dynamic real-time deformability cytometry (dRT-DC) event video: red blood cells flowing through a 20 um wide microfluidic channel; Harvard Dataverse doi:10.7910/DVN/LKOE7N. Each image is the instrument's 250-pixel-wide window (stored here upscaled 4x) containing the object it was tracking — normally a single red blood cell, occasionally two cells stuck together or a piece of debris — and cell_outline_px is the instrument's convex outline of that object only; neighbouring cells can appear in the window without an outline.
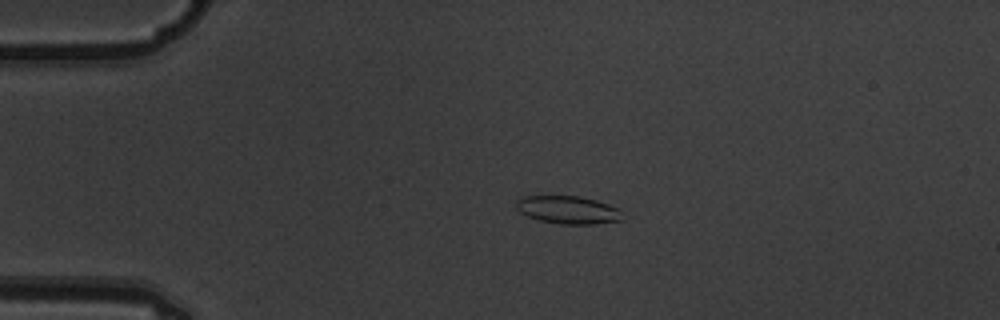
{"species": "common noctule bat (a hibernating species)", "species_latin": "Nyctalus noctula", "temperature_condition": "warm", "stored_images_in_passage": 2, "camera_frame_rate_fps": 3000, "um_per_image_px": 0.085, "animal": {"sex": "male", "body_mass_g": 19.5, "forearm_length_mm": 54.6}, "frame": {"image": 1, "passage_image": 1, "time_ms": 0.0, "image_size_px": [1000, 320], "cell_outline_px": [[624, 220], [596, 224], [560, 224], [540, 220], [528, 216], [520, 212], [516, 208], [516, 200], [524, 196], [580, 196], [596, 200], [620, 208]], "centroid_in_image_um": [48.32, 17.84], "position_along_channel_um": 36.7, "area_um2": 17.4}}